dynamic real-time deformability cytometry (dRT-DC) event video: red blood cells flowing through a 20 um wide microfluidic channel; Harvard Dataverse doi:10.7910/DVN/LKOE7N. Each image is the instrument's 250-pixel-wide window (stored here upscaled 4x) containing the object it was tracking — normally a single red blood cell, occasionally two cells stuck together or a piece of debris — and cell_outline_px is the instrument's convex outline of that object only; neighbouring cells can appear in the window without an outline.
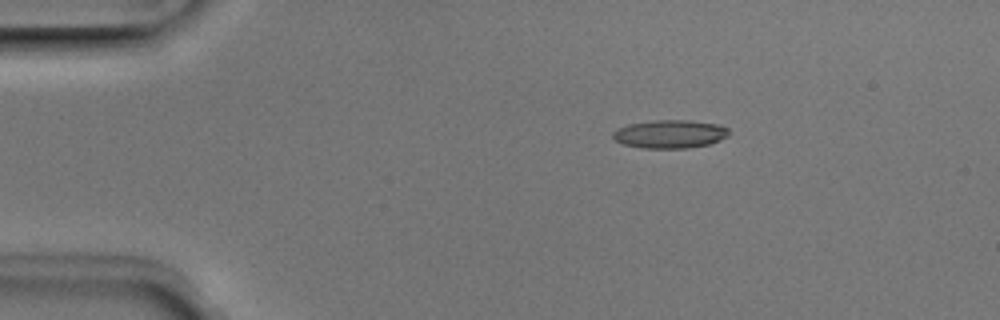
{"species": "Egyptian fruit bat (a non-hibernating species)", "species_latin": "Rousettus aegyptiacus", "temperature_condition": "room temperature", "stored_images_in_passage": 43, "camera_frame_rate_fps": 3000, "um_per_image_px": 0.085, "animal": {"sex": "male"}, "frame": {"image": 1, "passage_image": 1, "time_ms": 0.0, "image_size_px": [1000, 320], "cell_outline_px": [[728, 136], [720, 140], [708, 144], [688, 148], [644, 148], [624, 144], [616, 140], [612, 136], [612, 132], [616, 128], [628, 124], [652, 120], [688, 120], [720, 124], [728, 128]], "centroid_in_image_um": [56.94, 11.38], "position_along_channel_um": 28.1, "area_um2": 19.19}}
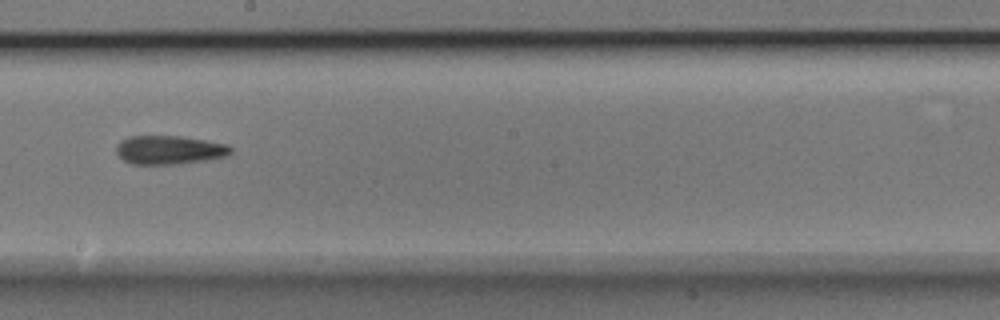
{"frame": {"image": 2, "passage_image": 21, "time_ms": 6.667, "image_size_px": [1000, 320], "cell_outline_px": [[232, 152], [228, 156], [204, 160], [176, 164], [132, 164], [124, 160], [116, 152], [116, 144], [120, 140], [128, 136], [180, 136], [208, 140], [228, 144], [232, 148]], "centroid_in_image_um": [14.4, 12.73], "position_along_channel_um": 233.8, "area_um2": 19.31}}
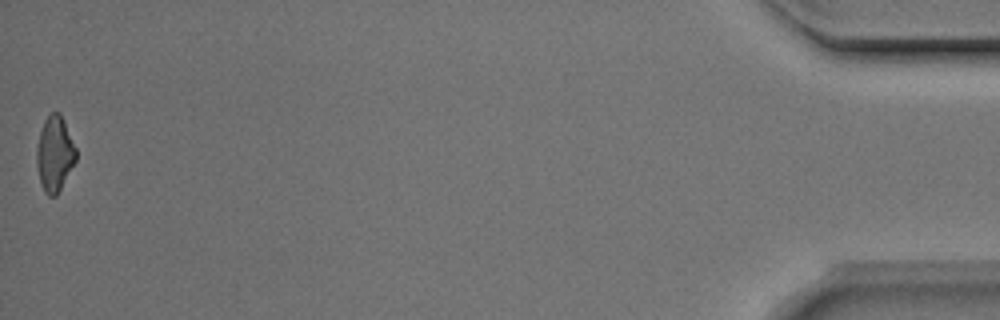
{"frame": {"image": 3, "passage_image": 43, "time_ms": 14.0, "image_size_px": [1000, 320], "cell_outline_px": [[76, 160], [56, 196], [48, 196], [44, 192], [40, 180], [36, 164], [36, 152], [40, 132], [44, 120], [52, 112], [60, 112], [76, 148]], "centroid_in_image_um": [4.64, 13.08], "position_along_channel_um": 430.6, "area_um2": 17.05}}